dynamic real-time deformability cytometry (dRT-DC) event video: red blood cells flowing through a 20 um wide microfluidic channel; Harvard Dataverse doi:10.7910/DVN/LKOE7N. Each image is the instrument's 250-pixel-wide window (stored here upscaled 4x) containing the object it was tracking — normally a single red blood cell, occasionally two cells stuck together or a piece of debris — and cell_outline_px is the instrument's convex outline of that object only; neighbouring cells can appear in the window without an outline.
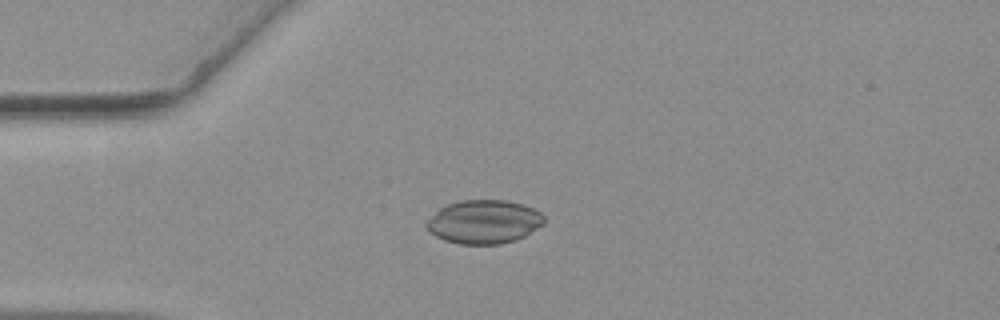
{"species": "common noctule bat (a hibernating species)", "species_latin": "Nyctalus noctula", "temperature_condition": "warm", "stored_images_in_passage": 43, "camera_frame_rate_fps": 3000, "um_per_image_px": 0.085, "animal": {"sex": "female", "body_mass_g": 19.3, "forearm_length_mm": 54.1}, "frame": {"image": 1, "passage_image": 1, "time_ms": 0.0, "image_size_px": [1000, 320], "cell_outline_px": [[544, 224], [524, 236], [516, 240], [500, 244], [460, 244], [444, 240], [436, 236], [424, 224], [440, 208], [448, 204], [460, 200], [504, 200], [524, 204], [540, 212], [544, 216]], "centroid_in_image_um": [41.16, 18.85], "position_along_channel_um": 43.8, "area_um2": 29.77}}
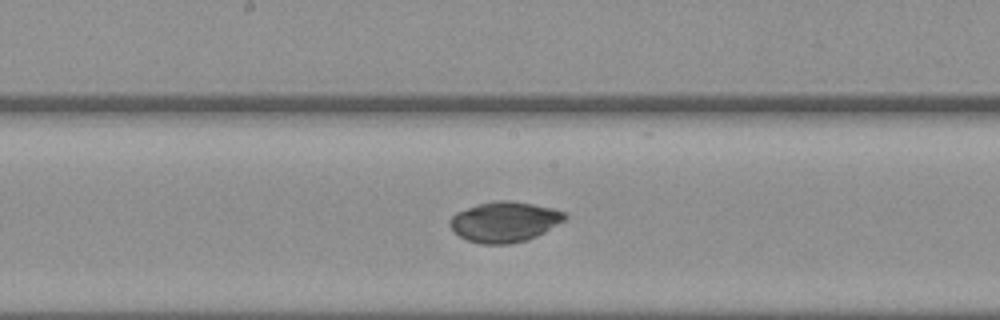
{"frame": {"image": 2, "passage_image": 16, "time_ms": 5.0, "image_size_px": [1000, 320], "cell_outline_px": [[568, 216], [564, 220], [544, 232], [536, 236], [512, 244], [480, 244], [468, 240], [460, 236], [448, 224], [448, 220], [456, 212], [476, 204], [500, 200], [508, 200], [532, 204], [552, 208], [564, 212]], "centroid_in_image_um": [42.86, 18.85], "position_along_channel_um": 205.3, "area_um2": 26.88}}
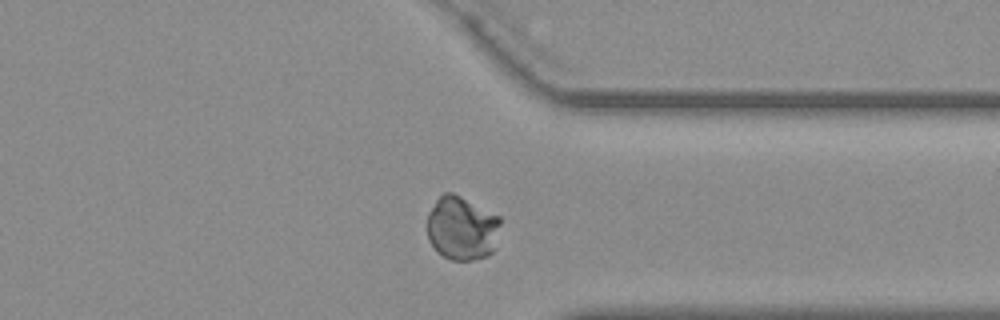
{"frame": {"image": 3, "passage_image": 30, "time_ms": 9.667, "image_size_px": [1000, 320], "cell_outline_px": [[500, 224], [496, 248], [488, 256], [472, 260], [452, 260], [436, 252], [428, 240], [428, 212], [436, 200], [444, 192], [452, 192], [500, 216]], "centroid_in_image_um": [39.27, 19.41], "position_along_channel_um": 372.1, "area_um2": 27.51}, "authors_computed_cell_mechanics": {"area_um2": 27.6862, "velocity_mm_per_s": 3.6343, "shape_relaxation_time_tau1_ms": 11.3047, "shape_relaxation_time_tau2_ms": null, "deformation_change_tau1": 0.2587, "deformation_change_tau2": null}}